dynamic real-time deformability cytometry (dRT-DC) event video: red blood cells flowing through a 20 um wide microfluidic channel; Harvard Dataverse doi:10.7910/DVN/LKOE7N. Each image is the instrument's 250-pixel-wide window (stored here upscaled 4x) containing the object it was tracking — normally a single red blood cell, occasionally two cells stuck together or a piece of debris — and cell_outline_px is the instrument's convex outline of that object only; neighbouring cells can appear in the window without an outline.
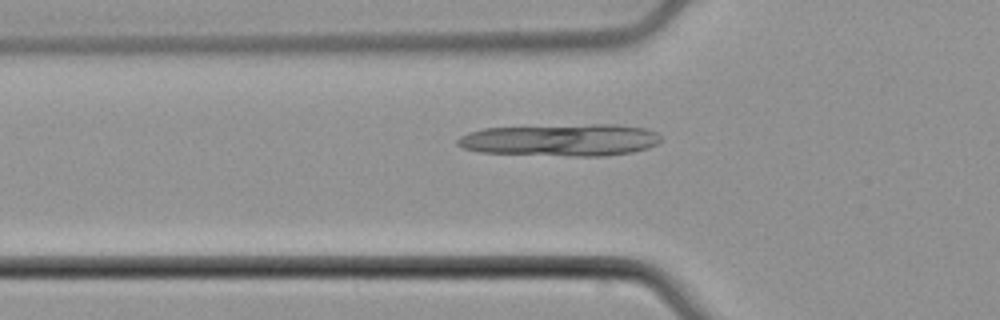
{"species": "common noctule bat (a hibernating species)", "species_latin": "Nyctalus noctula", "temperature_condition": "cold", "stored_images_in_passage": 28, "camera_frame_rate_fps": 3000, "um_per_image_px": 0.085, "animal": {"sex": "male", "body_mass_g": 21.5, "forearm_length_mm": 52.0}, "frame": {"image": 1, "passage_image": 2, "time_ms": 0.333, "image_size_px": [1000, 320], "cell_outline_px": [[660, 140], [656, 144], [648, 148], [632, 152], [604, 156], [576, 156], [480, 152], [464, 148], [456, 144], [456, 140], [460, 136], [468, 132], [484, 128], [592, 124], [616, 124], [644, 128], [656, 132], [660, 136]], "centroid_in_image_um": [47.67, 11.89], "position_along_channel_um": 78.1, "area_um2": 37.97}}
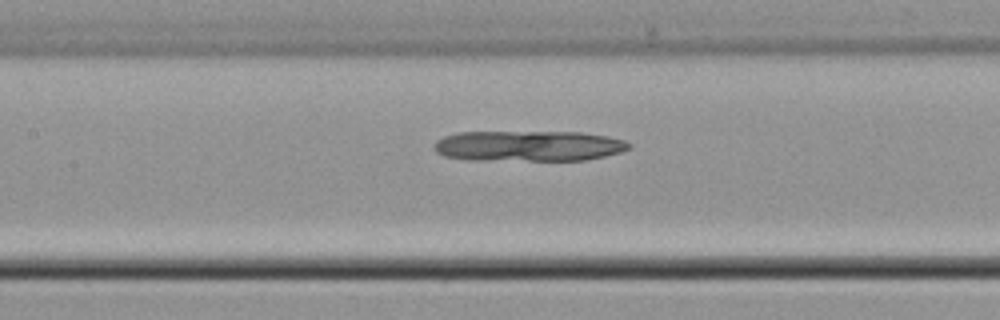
{"frame": {"image": 2, "passage_image": 8, "time_ms": 2.333, "image_size_px": [1000, 320], "cell_outline_px": [[632, 148], [620, 152], [604, 156], [584, 160], [468, 160], [444, 156], [436, 152], [432, 148], [436, 140], [444, 136], [456, 132], [580, 132], [608, 136], [624, 140], [632, 144]], "centroid_in_image_um": [44.91, 12.4], "position_along_channel_um": 162.5, "area_um2": 35.08}}
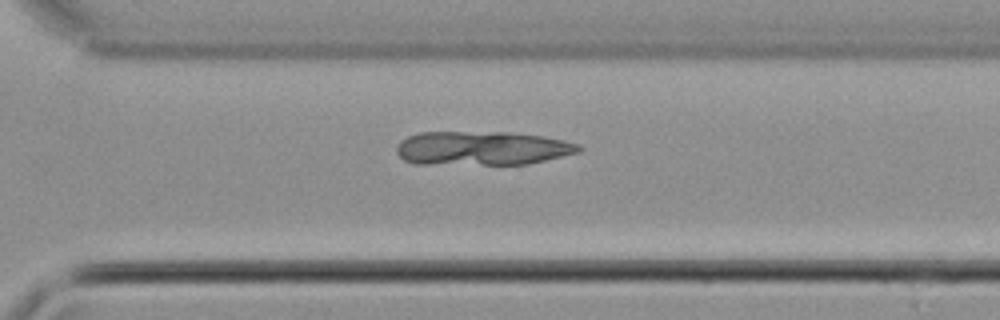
{"frame": {"image": 3, "passage_image": 20, "time_ms": 6.333, "image_size_px": [1000, 320], "cell_outline_px": [[584, 148], [580, 152], [528, 164], [412, 164], [404, 160], [396, 152], [396, 148], [400, 140], [408, 136], [420, 132], [512, 132], [544, 136], [564, 140], [580, 144]], "centroid_in_image_um": [40.99, 12.6], "position_along_channel_um": 329.6, "area_um2": 36.47}}